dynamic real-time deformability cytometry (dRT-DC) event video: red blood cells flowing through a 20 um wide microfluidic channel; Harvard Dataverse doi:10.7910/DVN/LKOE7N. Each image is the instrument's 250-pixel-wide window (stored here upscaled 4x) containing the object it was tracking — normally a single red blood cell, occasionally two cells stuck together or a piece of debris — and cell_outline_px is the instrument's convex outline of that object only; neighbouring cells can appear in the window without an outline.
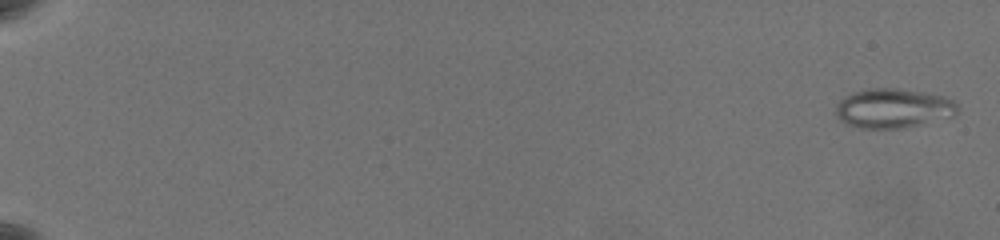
{"species": "common noctule bat (a hibernating species)", "species_latin": "Nyctalus noctula", "temperature_condition": "warm", "stored_images_in_passage": 64, "camera_frame_rate_fps": 3000, "um_per_image_px": 0.085, "animal": {"sex": "female", "body_mass_g": 19.5, "forearm_length_mm": 54.1}, "frame": {"image": 1, "passage_image": 2, "time_ms": 0.333, "image_size_px": [1000, 240], "cell_outline_px": [[956, 112], [952, 116], [904, 128], [860, 128], [848, 124], [840, 120], [836, 116], [836, 104], [844, 96], [852, 92], [864, 88], [896, 88], [924, 92], [944, 96], [952, 100], [956, 104]], "centroid_in_image_um": [75.87, 9.19], "position_along_channel_um": 9.1, "area_um2": 27.92}}
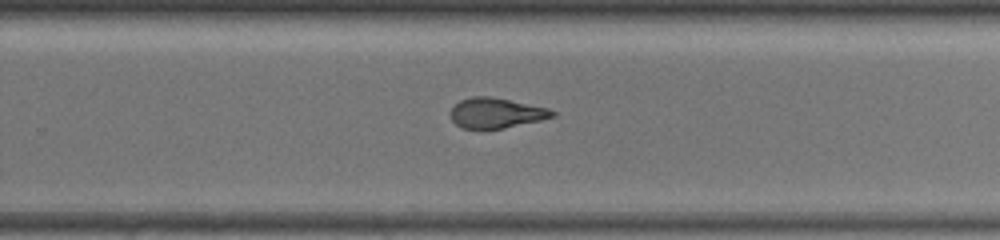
{"frame": {"image": 2, "passage_image": 45, "time_ms": 14.667, "image_size_px": [1000, 240], "cell_outline_px": [[556, 116], [540, 120], [504, 128], [484, 132], [460, 128], [452, 120], [448, 112], [460, 100], [472, 96], [488, 96], [548, 108], [556, 112]], "centroid_in_image_um": [42.1, 9.65], "position_along_channel_um": 287.7, "area_um2": 18.38}}
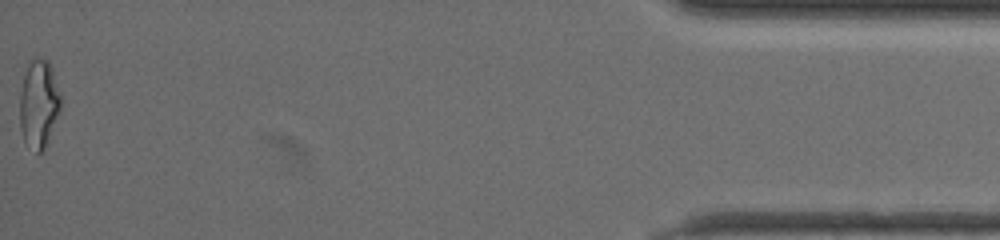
{"frame": {"image": 3, "passage_image": 64, "time_ms": 21.0, "image_size_px": [1000, 240], "cell_outline_px": [[60, 108], [44, 152], [36, 152], [24, 144], [20, 128], [20, 92], [24, 76], [32, 56], [40, 56], [48, 60], [52, 68], [60, 96]], "centroid_in_image_um": [3.28, 8.83], "position_along_channel_um": 431.9, "area_um2": 21.15}, "authors_computed_cell_mechanics": {"area_um2": 20.1433, "velocity_mm_per_s": 3.5152, "shape_relaxation_time_tau1_ms": 10.7073, "shape_relaxation_time_tau2_ms": 2.5042, "deformation_change_tau1": 0.2357, "deformation_change_tau2": 0.1024}}